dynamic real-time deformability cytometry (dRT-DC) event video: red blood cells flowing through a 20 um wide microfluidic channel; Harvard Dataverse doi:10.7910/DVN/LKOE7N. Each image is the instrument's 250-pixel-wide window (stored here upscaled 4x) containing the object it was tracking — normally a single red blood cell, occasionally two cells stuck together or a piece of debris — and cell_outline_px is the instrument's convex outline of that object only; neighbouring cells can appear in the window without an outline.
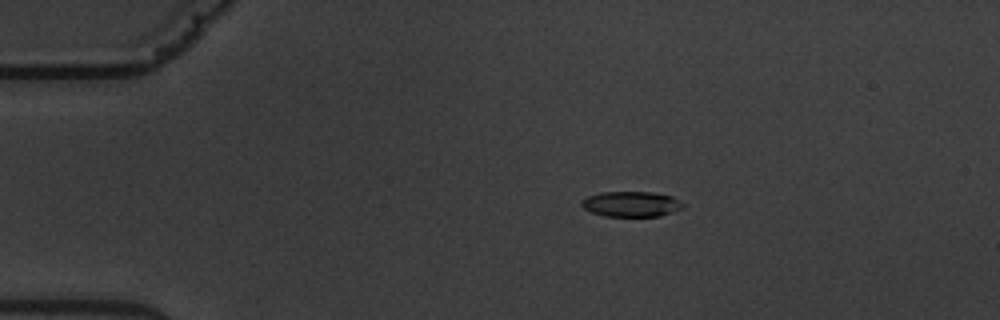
{"species": "common noctule bat (a hibernating species)", "species_latin": "Nyctalus noctula", "temperature_condition": "warm", "stored_images_in_passage": 4, "camera_frame_rate_fps": 3000, "um_per_image_px": 0.085, "animal": {"sex": "male", "body_mass_g": 19.5, "forearm_length_mm": 54.6}, "frame": {"image": 1, "passage_image": 4, "time_ms": 5.333, "image_size_px": [1000, 320], "cell_outline_px": [[684, 208], [660, 216], [604, 216], [592, 212], [584, 208], [580, 204], [588, 196], [600, 192], [652, 192], [672, 196], [684, 204]], "centroid_in_image_um": [53.68, 17.34], "position_along_channel_um": 31.3, "area_um2": 14.91}}